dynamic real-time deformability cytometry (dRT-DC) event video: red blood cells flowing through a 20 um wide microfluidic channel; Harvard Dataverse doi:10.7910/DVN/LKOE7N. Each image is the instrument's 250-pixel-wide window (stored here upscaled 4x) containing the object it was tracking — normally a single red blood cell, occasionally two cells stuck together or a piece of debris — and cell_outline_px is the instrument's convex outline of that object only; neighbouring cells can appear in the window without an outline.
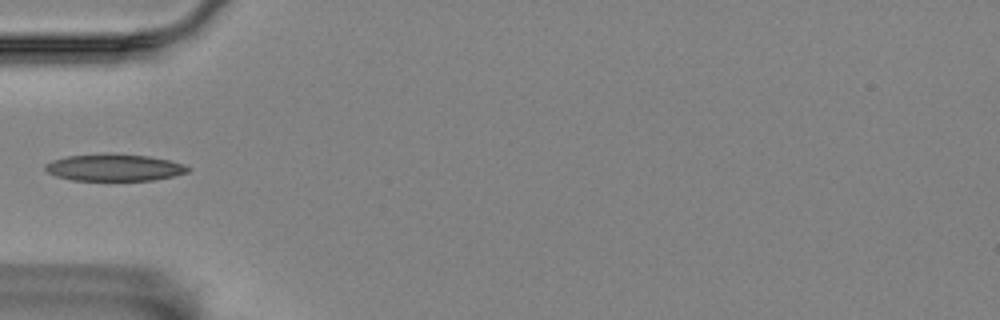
{"species": "Egyptian fruit bat (a non-hibernating species)", "species_latin": "Rousettus aegyptiacus", "temperature_condition": "room temperature", "stored_images_in_passage": 1, "camera_frame_rate_fps": 3000, "um_per_image_px": 0.085, "animal": {"sex": "female"}, "frame": {"image": 1, "passage_image": 1, "time_ms": 0.0, "image_size_px": [1000, 320], "cell_outline_px": [[192, 168], [188, 172], [156, 180], [72, 180], [56, 176], [48, 172], [44, 168], [44, 164], [52, 160], [68, 156], [148, 156], [168, 160], [184, 164]], "centroid_in_image_um": [9.74, 14.28], "position_along_channel_um": 75.3, "area_um2": 21.44}}